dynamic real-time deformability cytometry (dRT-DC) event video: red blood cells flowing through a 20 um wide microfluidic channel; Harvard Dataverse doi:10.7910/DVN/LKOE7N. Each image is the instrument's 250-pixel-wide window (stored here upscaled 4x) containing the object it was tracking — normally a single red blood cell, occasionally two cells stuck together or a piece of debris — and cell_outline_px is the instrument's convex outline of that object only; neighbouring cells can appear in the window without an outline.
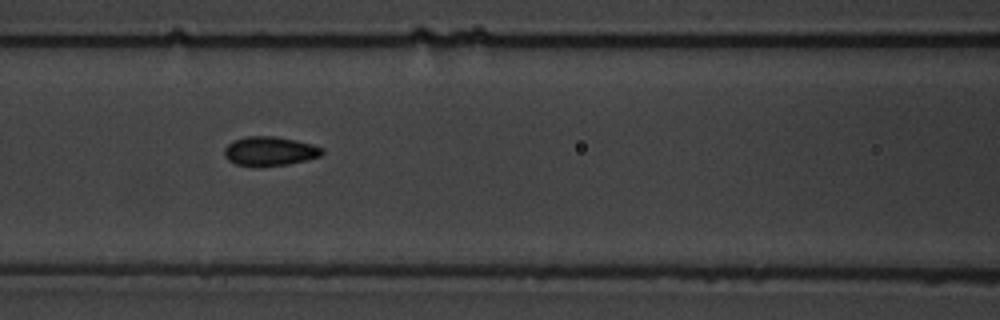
{"species": "common noctule bat (a hibernating species)", "species_latin": "Nyctalus noctula", "temperature_condition": "warm", "stored_images_in_passage": 6, "segment_of_instrument_passage": [1, 2], "camera_frame_rate_fps": 3000, "um_per_image_px": 0.085, "animal": {"sex": "male", "body_mass_g": 19.5, "forearm_length_mm": 54.6}, "frame": {"image": 1, "passage_image": 4, "time_ms": 3.333, "image_size_px": [1000, 320], "cell_outline_px": [[324, 152], [320, 156], [308, 160], [288, 164], [256, 168], [236, 164], [228, 160], [224, 156], [224, 148], [232, 140], [248, 136], [276, 136], [296, 140], [312, 144], [324, 148]], "centroid_in_image_um": [22.92, 12.86], "position_along_channel_um": 143.7, "area_um2": 17.05}}
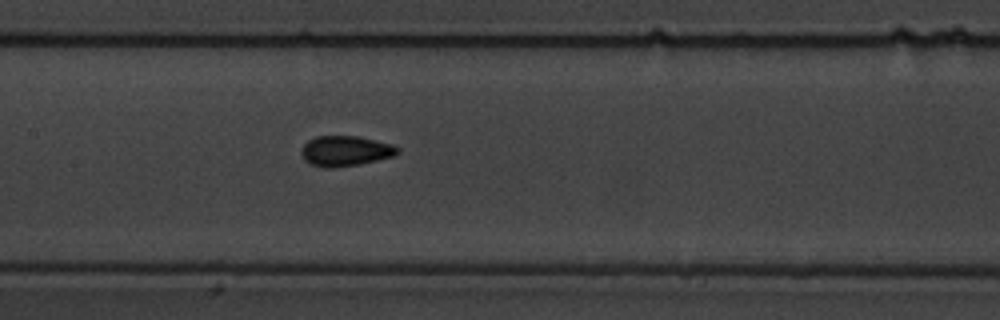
{"frame": {"image": 2, "passage_image": 5, "time_ms": 4.333, "image_size_px": [1000, 320], "cell_outline_px": [[400, 152], [392, 156], [376, 160], [356, 164], [332, 168], [324, 168], [308, 164], [304, 160], [300, 152], [304, 144], [308, 140], [316, 136], [356, 136], [392, 144], [400, 148]], "centroid_in_image_um": [29.31, 12.83], "position_along_channel_um": 178.1, "area_um2": 16.94}}